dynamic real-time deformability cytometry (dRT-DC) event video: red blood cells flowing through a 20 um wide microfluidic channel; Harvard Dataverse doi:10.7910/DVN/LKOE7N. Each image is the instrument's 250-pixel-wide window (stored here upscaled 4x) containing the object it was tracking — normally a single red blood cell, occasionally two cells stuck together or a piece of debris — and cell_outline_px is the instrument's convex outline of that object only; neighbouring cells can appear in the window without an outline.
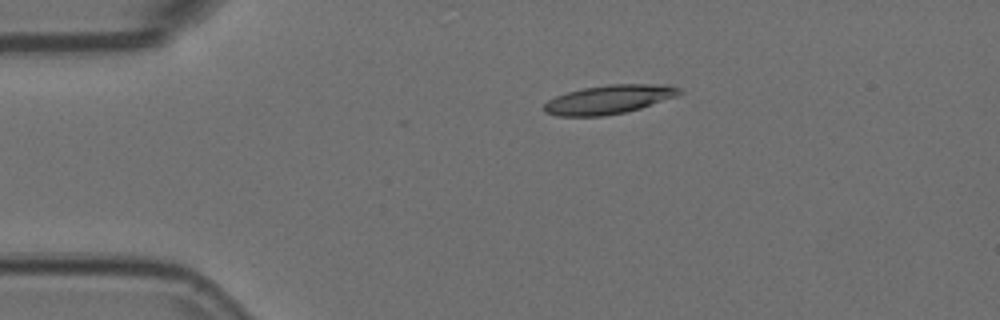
{"species": "Egyptian fruit bat (a non-hibernating species)", "species_latin": "Rousettus aegyptiacus", "temperature_condition": "room temperature", "stored_images_in_passage": 44, "camera_frame_rate_fps": 3000, "um_per_image_px": 0.085, "animal": {"sex": "female"}, "frame": {"image": 1, "passage_image": 1, "time_ms": 0.0, "image_size_px": [1000, 320], "cell_outline_px": [[684, 92], [676, 96], [640, 108], [624, 112], [604, 116], [556, 116], [544, 112], [544, 104], [548, 100], [556, 96], [568, 92], [584, 88], [608, 84], [668, 84], [684, 88]], "centroid_in_image_um": [51.8, 8.44], "position_along_channel_um": 33.2, "area_um2": 22.83}}
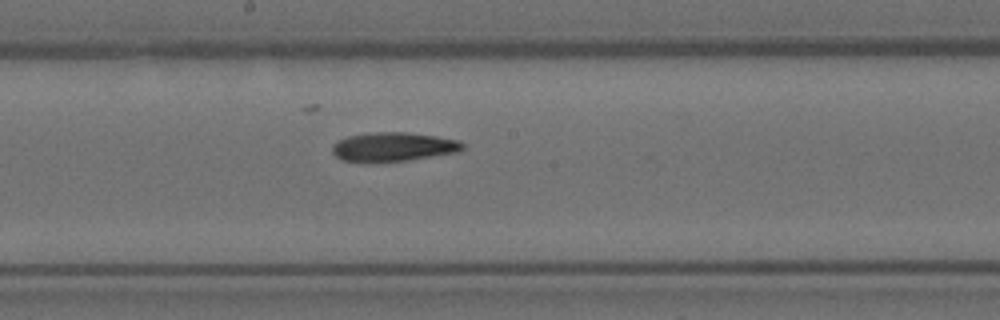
{"frame": {"image": 2, "passage_image": 19, "time_ms": 6.0, "image_size_px": [1000, 320], "cell_outline_px": [[464, 148], [460, 152], [408, 160], [340, 160], [332, 152], [332, 144], [336, 140], [348, 136], [368, 132], [408, 132], [436, 136], [460, 140], [464, 144]], "centroid_in_image_um": [33.46, 12.44], "position_along_channel_um": 214.7, "area_um2": 21.85}}
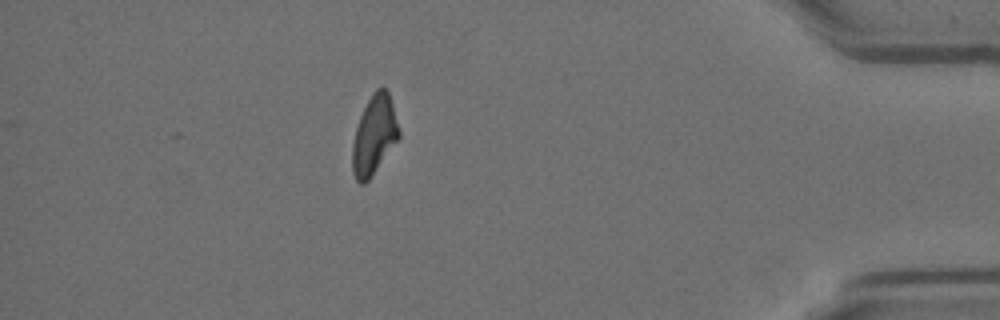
{"frame": {"image": 3, "passage_image": 38, "time_ms": 12.333, "image_size_px": [1000, 320], "cell_outline_px": [[400, 136], [368, 180], [364, 184], [360, 184], [356, 180], [352, 172], [352, 144], [356, 128], [360, 116], [372, 92], [376, 88], [384, 88], [388, 92], [392, 104], [400, 132]], "centroid_in_image_um": [31.78, 11.49], "position_along_channel_um": 403.4, "area_um2": 21.04}}